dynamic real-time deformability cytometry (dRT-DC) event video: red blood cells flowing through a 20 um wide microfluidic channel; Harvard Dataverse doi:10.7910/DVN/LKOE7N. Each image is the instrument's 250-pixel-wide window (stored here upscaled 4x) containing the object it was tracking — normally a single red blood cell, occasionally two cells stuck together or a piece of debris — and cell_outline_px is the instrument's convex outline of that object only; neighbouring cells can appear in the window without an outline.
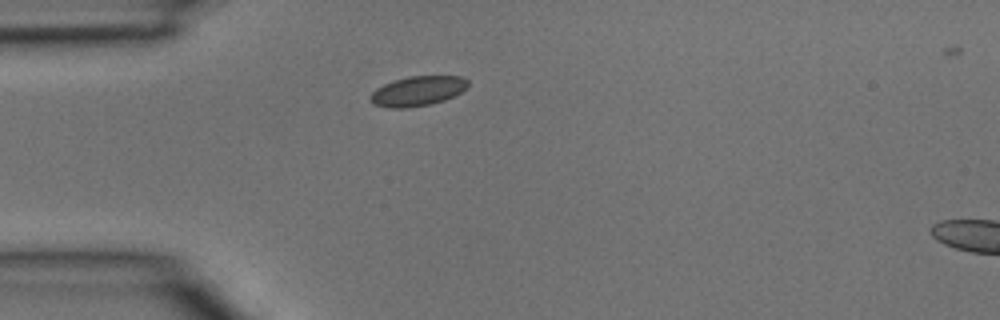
{"species": "common noctule bat (a hibernating species)", "species_latin": "Nyctalus noctula", "temperature_condition": "room temperature", "stored_images_in_passage": 2, "camera_frame_rate_fps": 3000, "um_per_image_px": 0.085, "animal": {"sex": "male", "body_mass_g": 15.6}, "frame": {"image": 1, "passage_image": 1, "time_ms": 0.0, "image_size_px": [1000, 320], "cell_outline_px": [[468, 84], [460, 92], [444, 100], [432, 104], [408, 108], [388, 108], [372, 104], [368, 100], [368, 96], [376, 88], [392, 80], [408, 76], [460, 76], [468, 80]], "centroid_in_image_um": [35.42, 7.75], "position_along_channel_um": 49.6, "area_um2": 17.11}}